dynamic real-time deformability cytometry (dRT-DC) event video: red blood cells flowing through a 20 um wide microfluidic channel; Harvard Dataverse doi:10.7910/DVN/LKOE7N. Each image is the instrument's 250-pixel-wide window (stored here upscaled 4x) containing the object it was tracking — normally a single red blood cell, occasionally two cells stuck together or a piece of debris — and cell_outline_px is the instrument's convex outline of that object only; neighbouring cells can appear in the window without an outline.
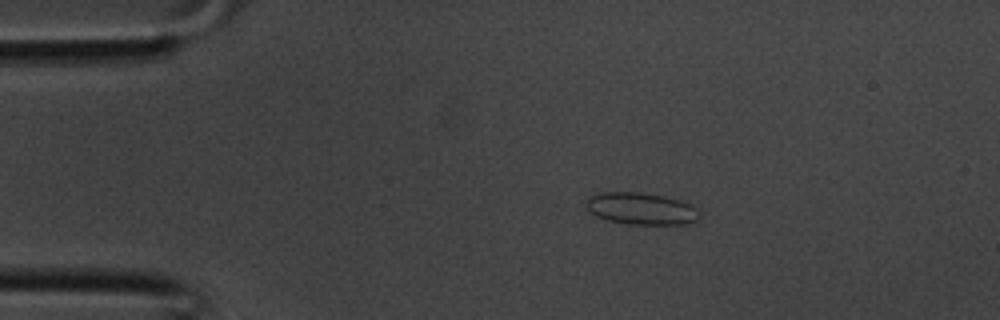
{"species": "common noctule bat (a hibernating species)", "species_latin": "Nyctalus noctula", "temperature_condition": "room temperature", "stored_images_in_passage": 30, "camera_frame_rate_fps": 3000, "um_per_image_px": 0.085, "animal": {"sex": "male", "body_mass_g": 20.1, "forearm_length_mm": 53.5}, "frame": {"image": 1, "passage_image": 1, "time_ms": 0.0, "image_size_px": [1000, 320], "cell_outline_px": [[700, 216], [696, 220], [688, 224], [628, 224], [608, 220], [596, 216], [584, 204], [588, 196], [600, 192], [644, 192], [664, 196], [680, 200], [692, 204], [696, 208]], "centroid_in_image_um": [54.5, 17.72], "position_along_channel_um": 30.5, "area_um2": 21.27}}
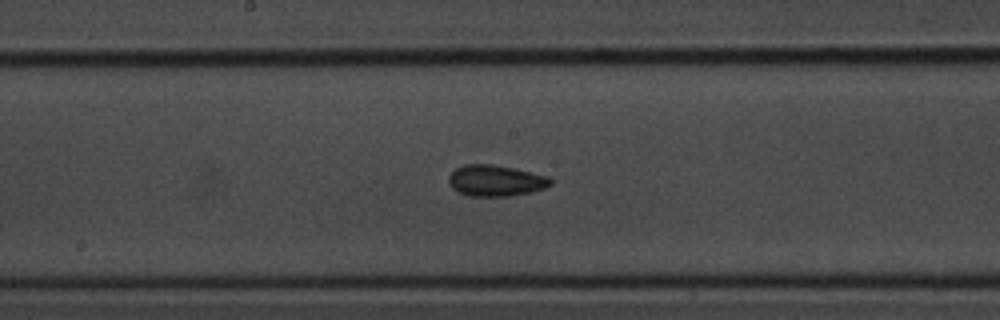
{"frame": {"image": 2, "passage_image": 13, "time_ms": 4.0, "image_size_px": [1000, 320], "cell_outline_px": [[552, 184], [544, 188], [528, 192], [508, 196], [468, 196], [452, 188], [448, 184], [448, 176], [456, 168], [464, 164], [492, 164], [516, 168], [548, 176], [552, 180]], "centroid_in_image_um": [42.11, 15.34], "position_along_channel_um": 206.1, "area_um2": 18.55}}
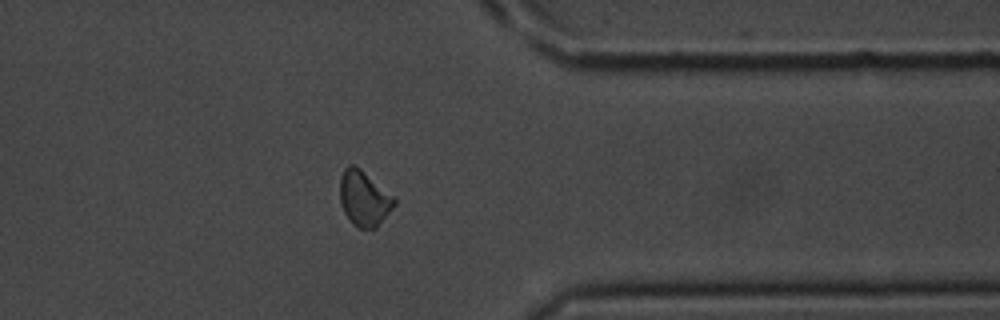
{"frame": {"image": 3, "passage_image": 23, "time_ms": 7.333, "image_size_px": [1000, 320], "cell_outline_px": [[396, 204], [376, 228], [360, 228], [352, 224], [344, 212], [340, 204], [340, 176], [344, 168], [348, 164], [352, 164], [360, 168], [392, 196], [396, 200]], "centroid_in_image_um": [30.91, 16.86], "position_along_channel_um": 380.5, "area_um2": 17.34}}